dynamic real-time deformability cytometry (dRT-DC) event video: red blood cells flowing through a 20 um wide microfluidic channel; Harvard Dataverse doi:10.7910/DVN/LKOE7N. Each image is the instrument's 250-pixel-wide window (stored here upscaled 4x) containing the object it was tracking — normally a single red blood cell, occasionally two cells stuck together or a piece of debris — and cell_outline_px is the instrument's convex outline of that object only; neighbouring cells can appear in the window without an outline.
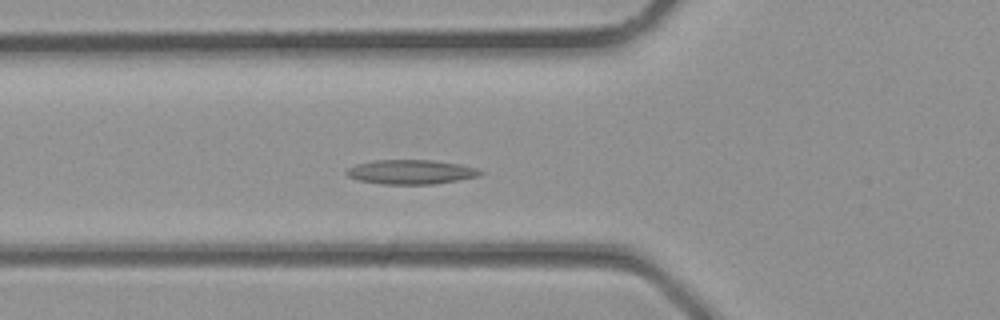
{"species": "common noctule bat (a hibernating species)", "species_latin": "Nyctalus noctula", "temperature_condition": "room temperature", "stored_images_in_passage": 34, "camera_frame_rate_fps": 3000, "um_per_image_px": 0.085, "animal": {"sex": "male", "body_mass_g": 23.1, "forearm_length_mm": 52.7}, "frame": {"image": 1, "passage_image": 11, "time_ms": 3.333, "image_size_px": [1000, 320], "cell_outline_px": [[484, 172], [476, 176], [436, 184], [380, 184], [356, 180], [348, 176], [344, 172], [348, 168], [356, 164], [372, 160], [432, 160], [460, 164], [476, 168]], "centroid_in_image_um": [34.86, 14.61], "position_along_channel_um": 90.9, "area_um2": 19.02}}
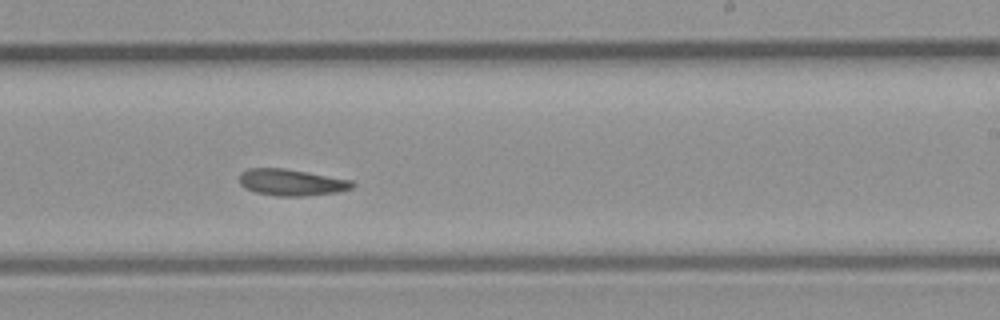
{"frame": {"image": 2, "passage_image": 20, "time_ms": 6.333, "image_size_px": [1000, 320], "cell_outline_px": [[356, 184], [352, 188], [336, 192], [304, 196], [276, 196], [256, 192], [244, 188], [240, 184], [240, 172], [248, 168], [284, 168], [308, 172], [352, 180]], "centroid_in_image_um": [24.76, 15.5], "position_along_channel_um": 264.2, "area_um2": 17.51}}
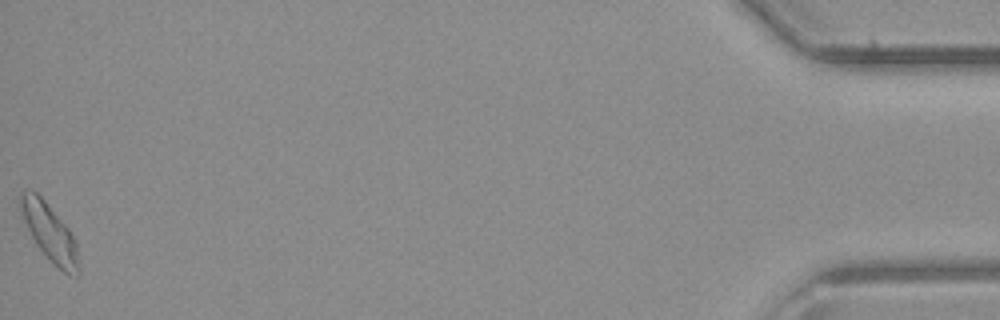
{"frame": {"image": 3, "passage_image": 34, "time_ms": 11.0, "image_size_px": [1000, 320], "cell_outline_px": [[80, 272], [76, 276], [68, 276], [36, 244], [24, 220], [20, 208], [20, 192], [36, 192], [44, 200], [68, 228], [76, 244], [80, 268]], "centroid_in_image_um": [4.25, 19.79], "position_along_channel_um": 430.9, "area_um2": 18.61}}